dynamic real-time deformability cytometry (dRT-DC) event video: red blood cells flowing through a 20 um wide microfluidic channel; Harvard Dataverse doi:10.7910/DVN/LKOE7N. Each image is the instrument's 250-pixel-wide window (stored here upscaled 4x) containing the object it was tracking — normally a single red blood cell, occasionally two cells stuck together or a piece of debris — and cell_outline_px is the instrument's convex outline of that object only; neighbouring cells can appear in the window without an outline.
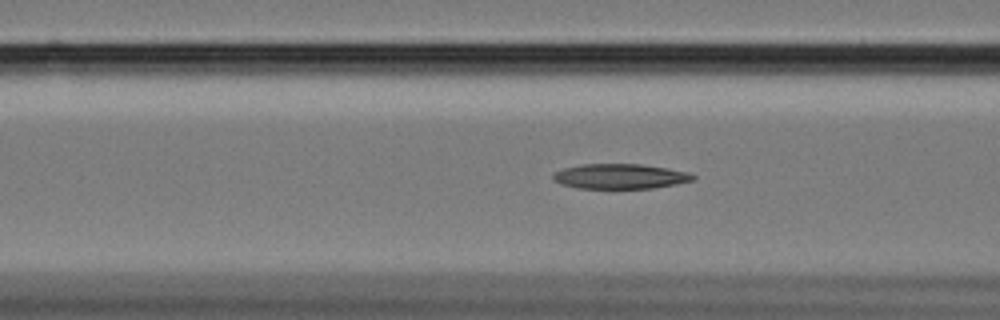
{"species": "Egyptian fruit bat (a non-hibernating species)", "species_latin": "Rousettus aegyptiacus", "temperature_condition": "cold", "stored_images_in_passage": 58, "camera_frame_rate_fps": 3000, "um_per_image_px": 0.085, "animal": {"sex": "female"}, "frame": {"image": 1, "passage_image": 22, "time_ms": 7.0, "image_size_px": [1000, 320], "cell_outline_px": [[696, 180], [676, 184], [652, 188], [576, 188], [560, 184], [552, 180], [552, 172], [564, 168], [580, 164], [640, 164], [668, 168], [688, 172], [696, 176]], "centroid_in_image_um": [52.68, 14.99], "position_along_channel_um": 113.9, "area_um2": 20.58}}
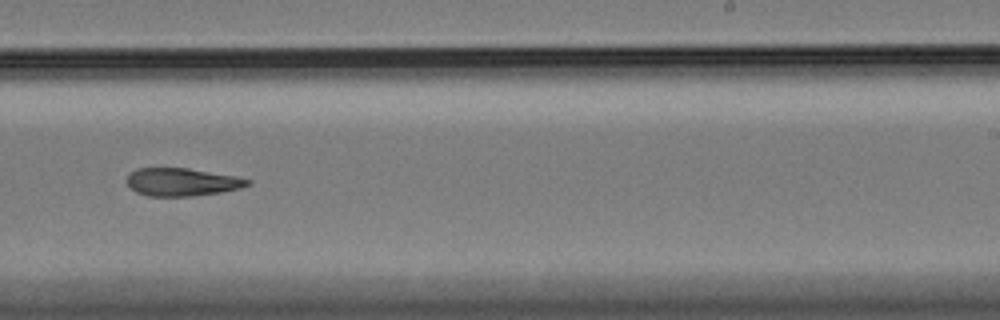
{"frame": {"image": 2, "passage_image": 36, "time_ms": 11.667, "image_size_px": [1000, 320], "cell_outline_px": [[252, 184], [240, 188], [220, 192], [192, 196], [148, 196], [136, 192], [124, 180], [136, 168], [188, 168], [236, 176], [252, 180]], "centroid_in_image_um": [15.48, 15.47], "position_along_channel_um": 273.5, "area_um2": 19.65}}
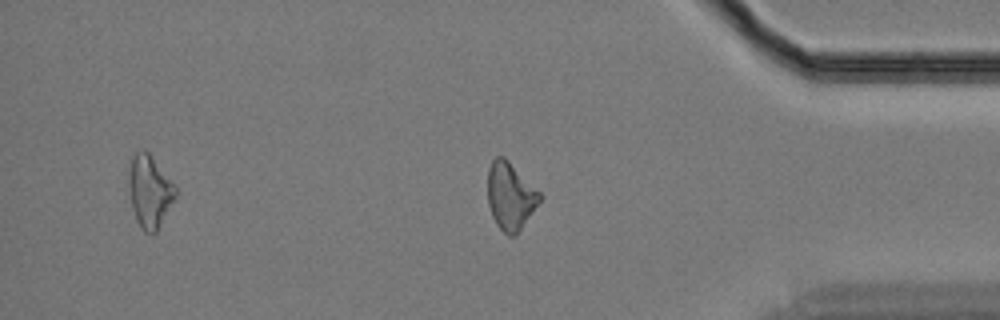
{"frame": {"image": 3, "passage_image": 48, "time_ms": 15.667, "image_size_px": [1000, 320], "cell_outline_px": [[544, 196], [516, 236], [508, 236], [496, 224], [492, 216], [488, 204], [488, 168], [492, 160], [496, 156], [504, 156]], "centroid_in_image_um": [43.38, 16.67], "position_along_channel_um": 391.8, "area_um2": 20.52}}